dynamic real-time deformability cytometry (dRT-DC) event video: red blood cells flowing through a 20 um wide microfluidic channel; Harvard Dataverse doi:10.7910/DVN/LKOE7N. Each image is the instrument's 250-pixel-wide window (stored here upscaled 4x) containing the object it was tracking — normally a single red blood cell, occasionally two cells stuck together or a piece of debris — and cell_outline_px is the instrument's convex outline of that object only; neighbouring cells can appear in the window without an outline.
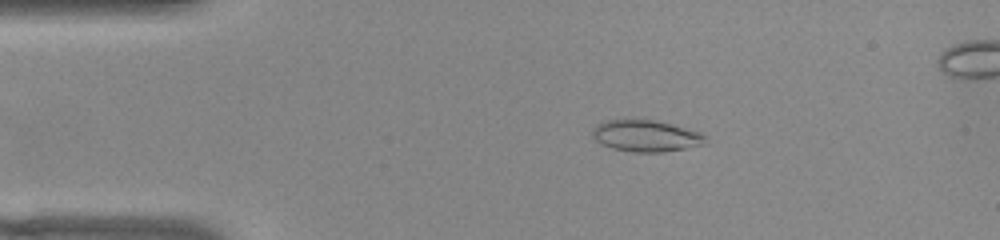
{"species": "common noctule bat (a hibernating species)", "species_latin": "Nyctalus noctula", "temperature_condition": "warm", "stored_images_in_passage": 43, "camera_frame_rate_fps": 3000, "um_per_image_px": 0.085, "animal": {"sex": "female", "body_mass_g": 22.0, "forearm_length_mm": 56.7}, "frame": {"image": 1, "passage_image": 1, "time_ms": 0.0, "image_size_px": [1000, 240], "cell_outline_px": [[708, 144], [664, 152], [632, 152], [612, 148], [600, 144], [592, 136], [592, 128], [596, 124], [604, 120], [652, 120], [672, 124], [700, 132], [708, 136]], "centroid_in_image_um": [54.93, 11.56], "position_along_channel_um": 30.1, "area_um2": 21.04}}
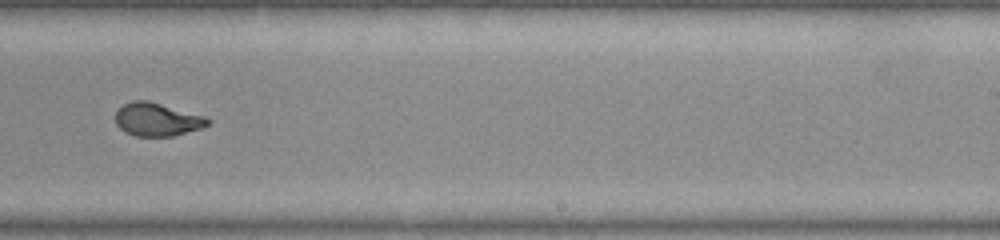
{"frame": {"image": 2, "passage_image": 24, "time_ms": 7.667, "image_size_px": [1000, 240], "cell_outline_px": [[212, 120], [208, 124], [200, 128], [172, 136], [136, 136], [124, 132], [116, 124], [116, 112], [124, 104], [132, 100], [148, 100], [204, 116]], "centroid_in_image_um": [13.33, 10.15], "position_along_channel_um": 275.7, "area_um2": 17.69}}
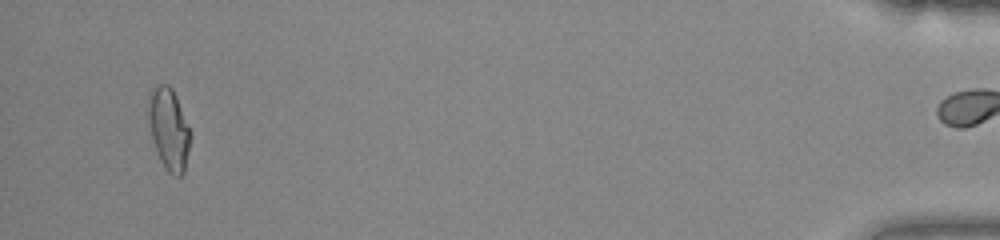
{"frame": {"image": 3, "passage_image": 42, "time_ms": 13.667, "image_size_px": [1000, 240], "cell_outline_px": [[188, 148], [184, 172], [180, 176], [172, 176], [164, 168], [156, 152], [152, 140], [148, 124], [148, 100], [152, 88], [156, 84], [168, 84], [172, 88], [176, 96], [188, 128]], "centroid_in_image_um": [14.29, 10.96], "position_along_channel_um": 420.9, "area_um2": 19.71}, "authors_computed_cell_mechanics": {"area_um2": 18.5538, "velocity_mm_per_s": 3.8195, "shape_relaxation_time_tau1_ms": 9.8079, "shape_relaxation_time_tau2_ms": 1.0149, "deformation_change_tau1": 0.2995, "deformation_change_tau2": 0.0569}}